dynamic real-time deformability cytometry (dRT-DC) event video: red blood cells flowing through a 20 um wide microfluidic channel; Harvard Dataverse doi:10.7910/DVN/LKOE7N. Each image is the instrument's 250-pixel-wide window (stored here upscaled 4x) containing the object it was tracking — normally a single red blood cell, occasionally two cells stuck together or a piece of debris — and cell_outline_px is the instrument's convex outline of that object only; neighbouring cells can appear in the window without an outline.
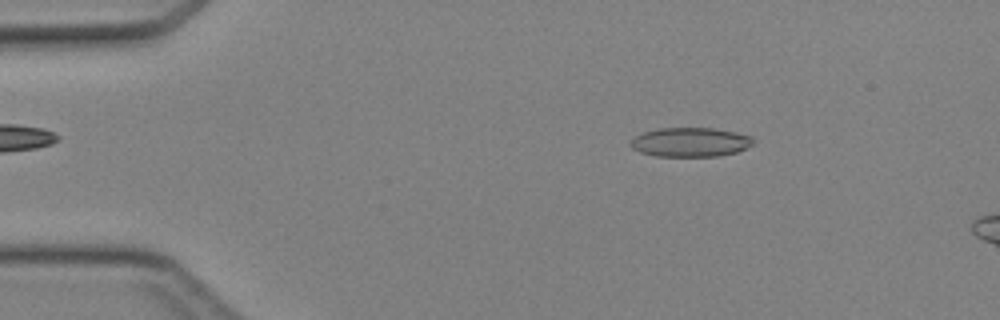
{"species": "Egyptian fruit bat (a non-hibernating species)", "species_latin": "Rousettus aegyptiacus", "temperature_condition": "cold", "stored_images_in_passage": 46, "segment_of_instrument_passage": [1, 2], "camera_frame_rate_fps": 3000, "um_per_image_px": 0.085, "animal": {"sex": "female"}, "frame": {"image": 1, "passage_image": 7, "time_ms": 2.0, "image_size_px": [1000, 320], "cell_outline_px": [[752, 144], [736, 152], [720, 156], [656, 156], [640, 152], [632, 148], [628, 144], [636, 136], [644, 132], [660, 128], [716, 128], [736, 132], [752, 136]], "centroid_in_image_um": [58.67, 12.08], "position_along_channel_um": 26.3, "area_um2": 20.81}}
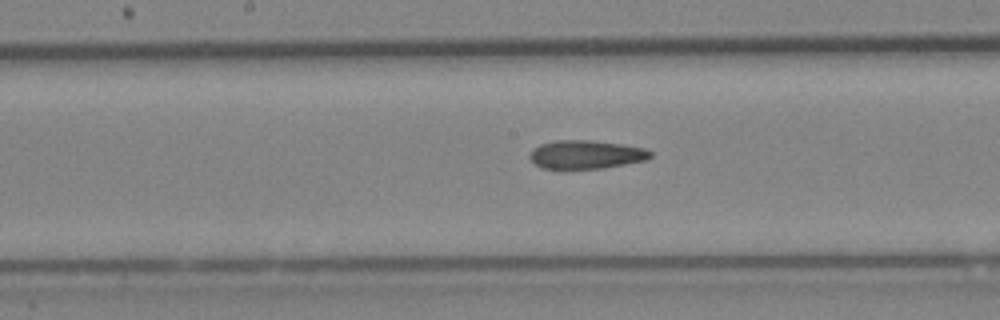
{"frame": {"image": 2, "passage_image": 23, "time_ms": 7.333, "image_size_px": [1000, 320], "cell_outline_px": [[652, 156], [644, 160], [604, 168], [540, 168], [528, 156], [532, 148], [540, 144], [556, 140], [592, 140], [620, 144], [644, 148], [652, 152]], "centroid_in_image_um": [49.78, 13.12], "position_along_channel_um": 198.4, "area_um2": 19.88}}
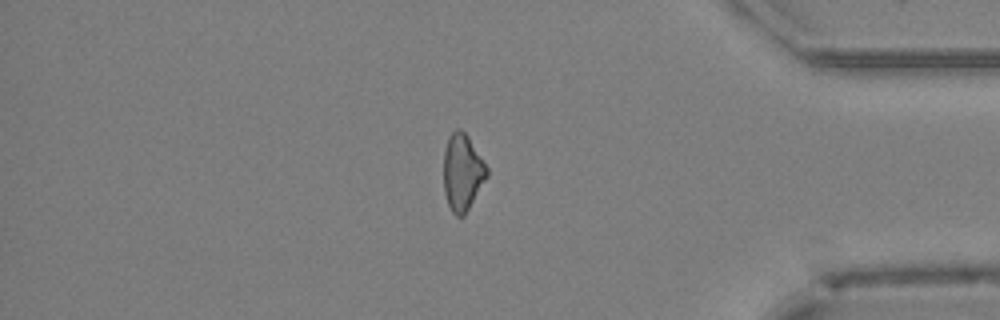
{"frame": {"image": 3, "passage_image": 38, "time_ms": 12.333, "image_size_px": [1000, 320], "cell_outline_px": [[488, 176], [464, 216], [456, 216], [452, 212], [448, 204], [444, 192], [444, 152], [448, 136], [456, 128], [460, 128], [468, 136], [488, 168]], "centroid_in_image_um": [39.3, 14.64], "position_along_channel_um": 395.9, "area_um2": 19.31}}